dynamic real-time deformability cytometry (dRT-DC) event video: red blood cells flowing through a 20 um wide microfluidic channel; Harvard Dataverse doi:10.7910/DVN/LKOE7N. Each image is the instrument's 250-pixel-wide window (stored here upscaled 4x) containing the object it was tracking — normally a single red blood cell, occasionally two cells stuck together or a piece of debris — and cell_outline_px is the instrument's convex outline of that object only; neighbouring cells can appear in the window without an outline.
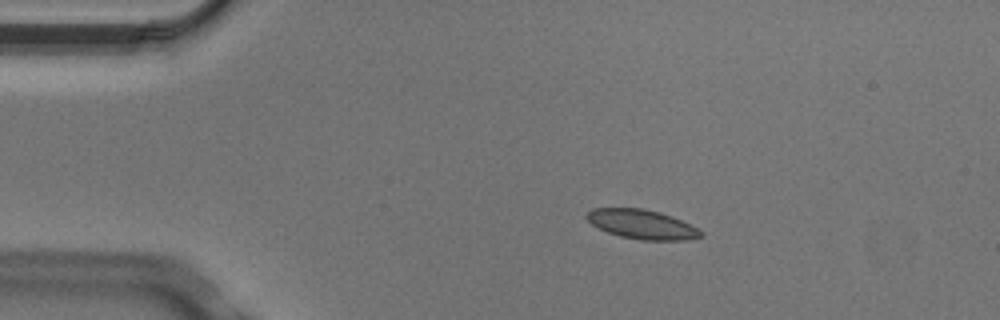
{"species": "Egyptian fruit bat (a non-hibernating species)", "species_latin": "Rousettus aegyptiacus", "temperature_condition": "cold", "stored_images_in_passage": 3, "camera_frame_rate_fps": 3000, "um_per_image_px": 0.085, "animal": {"sex": "male"}, "frame": {"image": 1, "passage_image": 2, "time_ms": 0.333, "image_size_px": [1000, 320], "cell_outline_px": [[704, 236], [688, 240], [640, 240], [620, 236], [608, 232], [592, 224], [584, 216], [592, 208], [644, 208], [660, 212], [672, 216], [704, 232]], "centroid_in_image_um": [54.57, 19.06], "position_along_channel_um": 30.4, "area_um2": 19.48}}